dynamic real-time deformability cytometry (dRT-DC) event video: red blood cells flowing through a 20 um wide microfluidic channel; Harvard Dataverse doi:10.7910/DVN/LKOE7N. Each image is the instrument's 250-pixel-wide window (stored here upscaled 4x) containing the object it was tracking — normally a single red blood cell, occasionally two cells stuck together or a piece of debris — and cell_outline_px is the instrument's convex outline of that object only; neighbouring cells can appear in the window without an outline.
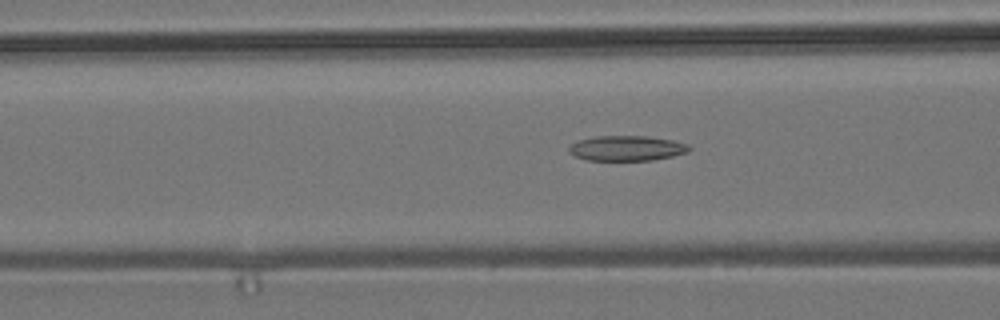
{"species": "common noctule bat (a hibernating species)", "species_latin": "Nyctalus noctula", "temperature_condition": "room temperature", "stored_images_in_passage": 54, "camera_frame_rate_fps": 3000, "um_per_image_px": 0.085, "animal": {"sex": "male", "body_mass_g": 19.2, "forearm_length_mm": 51.8}, "frame": {"image": 1, "passage_image": 21, "time_ms": 6.667, "image_size_px": [1000, 320], "cell_outline_px": [[692, 148], [688, 152], [672, 156], [652, 160], [584, 160], [568, 152], [568, 148], [572, 144], [580, 140], [596, 136], [648, 136], [672, 140], [688, 144]], "centroid_in_image_um": [53.29, 12.6], "position_along_channel_um": 113.3, "area_um2": 17.57}}
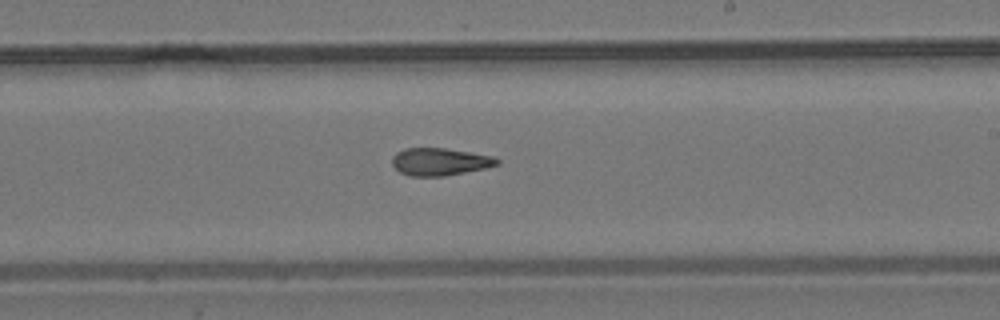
{"frame": {"image": 2, "passage_image": 32, "time_ms": 10.333, "image_size_px": [1000, 320], "cell_outline_px": [[500, 164], [484, 168], [444, 176], [412, 176], [400, 172], [392, 164], [392, 156], [396, 152], [404, 148], [444, 148], [492, 156], [500, 160]], "centroid_in_image_um": [37.36, 13.74], "position_along_channel_um": 251.6, "area_um2": 16.65}}
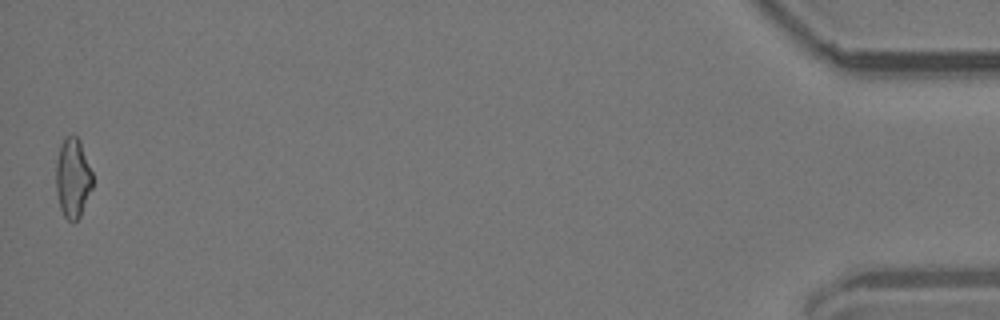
{"frame": {"image": 3, "passage_image": 54, "time_ms": 17.667, "image_size_px": [1000, 320], "cell_outline_px": [[92, 188], [80, 216], [72, 224], [64, 216], [60, 208], [56, 192], [56, 160], [60, 144], [64, 136], [72, 132], [80, 140], [92, 172]], "centroid_in_image_um": [6.17, 15.09], "position_along_channel_um": 429.0, "area_um2": 17.28}, "authors_computed_cell_mechanics": {"area_um2": 17.4556, "velocity_mm_per_s": 3.7677, "shape_relaxation_time_tau1_ms": 10.8803, "shape_relaxation_time_tau2_ms": 3.6825, "deformation_change_tau1": 0.2134, "deformation_change_tau2": 0.1328}}